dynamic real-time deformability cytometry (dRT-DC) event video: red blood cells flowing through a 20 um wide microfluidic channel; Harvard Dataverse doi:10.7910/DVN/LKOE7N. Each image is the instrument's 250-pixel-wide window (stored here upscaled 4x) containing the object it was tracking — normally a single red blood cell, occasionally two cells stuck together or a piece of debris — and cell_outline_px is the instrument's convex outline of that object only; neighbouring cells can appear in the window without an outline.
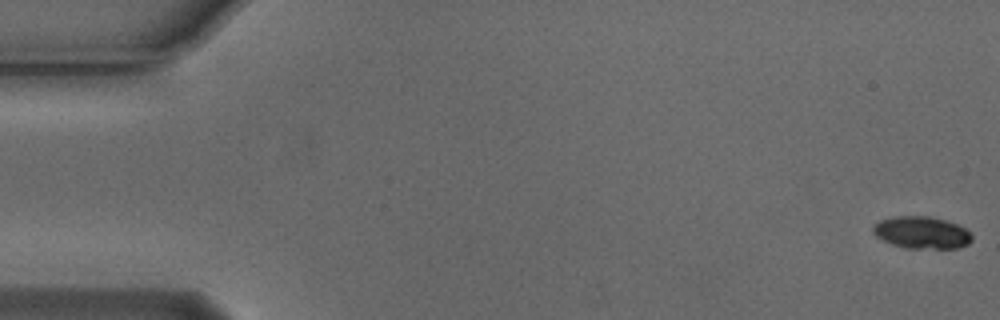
{"species": "Egyptian fruit bat (a non-hibernating species)", "species_latin": "Rousettus aegyptiacus", "temperature_condition": "cold", "stored_images_in_passage": 55, "camera_frame_rate_fps": 3000, "um_per_image_px": 0.085, "animal": {"sex": "male"}, "frame": {"image": 1, "passage_image": 1, "time_ms": 0.0, "image_size_px": [1000, 320], "cell_outline_px": [[972, 240], [968, 244], [956, 248], [904, 248], [892, 244], [876, 236], [872, 232], [872, 228], [880, 220], [896, 216], [928, 216], [944, 220], [956, 224], [964, 228], [972, 236]], "centroid_in_image_um": [78.33, 19.77], "position_along_channel_um": 6.7, "area_um2": 18.32}}
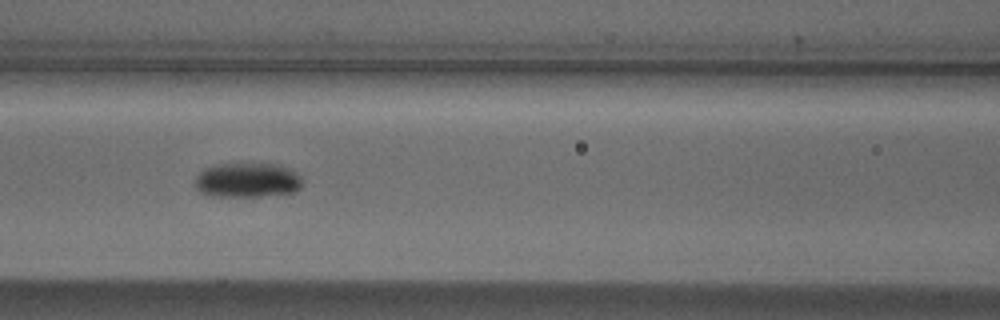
{"frame": {"image": 2, "passage_image": 24, "time_ms": 7.667, "image_size_px": [1000, 320], "cell_outline_px": [[300, 188], [292, 192], [260, 196], [208, 196], [200, 192], [196, 188], [196, 176], [204, 168], [216, 164], [276, 164], [288, 168], [296, 172], [300, 176]], "centroid_in_image_um": [20.98, 15.31], "position_along_channel_um": 145.6, "area_um2": 21.5}}
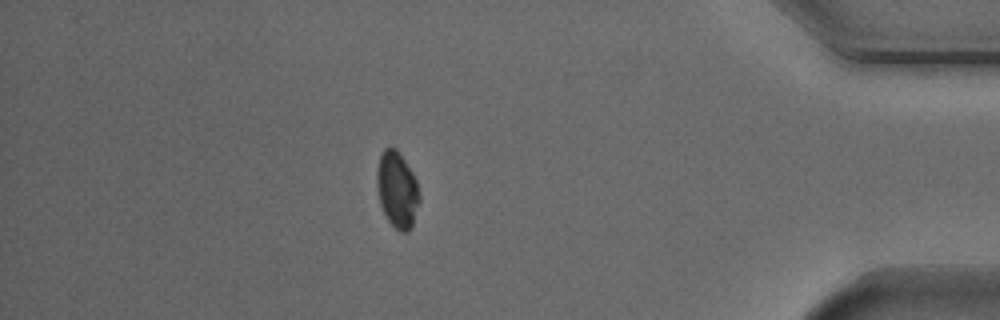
{"frame": {"image": 3, "passage_image": 48, "time_ms": 15.667, "image_size_px": [1000, 320], "cell_outline_px": [[420, 200], [412, 224], [408, 232], [400, 232], [388, 220], [380, 204], [376, 184], [376, 172], [380, 156], [384, 148], [396, 148], [400, 152], [412, 172], [416, 180], [420, 196]], "centroid_in_image_um": [33.75, 16.1], "position_along_channel_um": 401.4, "area_um2": 18.84}, "authors_computed_cell_mechanics": {"area_um2": 19.7098, "velocity_mm_per_s": 3.7444, "shape_relaxation_time_tau1_ms": 3.3145, "shape_relaxation_time_tau2_ms": null, "deformation_change_tau1": 0.0897, "deformation_change_tau2": null}}